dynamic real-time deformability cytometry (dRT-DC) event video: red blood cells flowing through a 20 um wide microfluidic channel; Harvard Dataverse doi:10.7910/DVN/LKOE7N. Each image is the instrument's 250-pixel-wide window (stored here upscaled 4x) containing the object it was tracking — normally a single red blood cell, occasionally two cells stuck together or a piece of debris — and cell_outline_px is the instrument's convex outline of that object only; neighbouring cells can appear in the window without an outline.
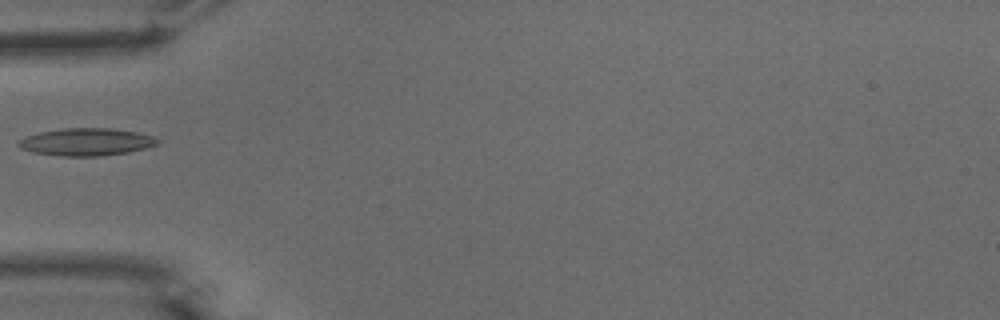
{"species": "common noctule bat (a hibernating species)", "species_latin": "Nyctalus noctula", "temperature_condition": "warm", "stored_images_in_passage": 20, "camera_frame_rate_fps": 3000, "um_per_image_px": 0.085, "animal": {"sex": "male", "body_mass_g": 15.6}, "frame": {"image": 1, "passage_image": 1, "time_ms": 0.0, "image_size_px": [1000, 320], "cell_outline_px": [[160, 144], [128, 152], [100, 156], [60, 156], [32, 152], [20, 148], [16, 144], [20, 140], [28, 136], [40, 132], [64, 128], [108, 128], [136, 132], [152, 136], [160, 140]], "centroid_in_image_um": [7.34, 12.07], "position_along_channel_um": 77.7, "area_um2": 22.14}}
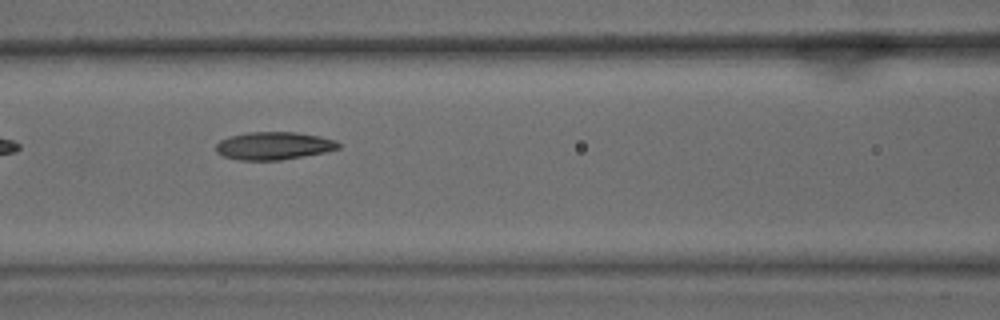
{"frame": {"image": 2, "passage_image": 6, "time_ms": 1.667, "image_size_px": [1000, 320], "cell_outline_px": [[340, 148], [324, 152], [304, 156], [280, 160], [240, 160], [224, 156], [216, 152], [216, 144], [220, 140], [228, 136], [248, 132], [296, 132], [320, 136], [336, 140], [340, 144]], "centroid_in_image_um": [23.26, 12.38], "position_along_channel_um": 143.3, "area_um2": 19.88}}
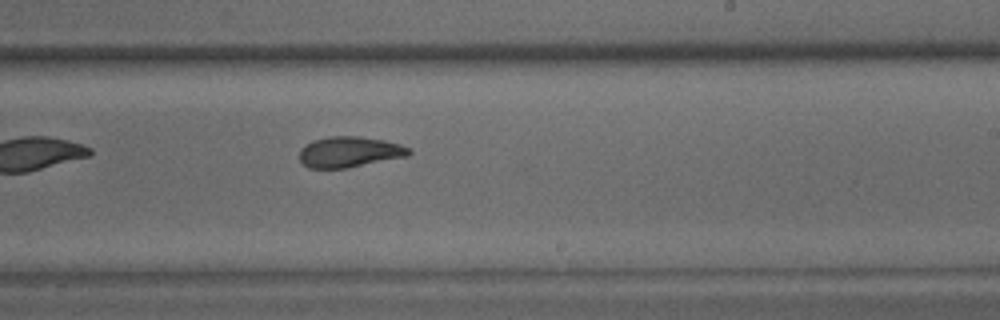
{"frame": {"image": 3, "passage_image": 15, "time_ms": 4.667, "image_size_px": [1000, 320], "cell_outline_px": [[412, 152], [408, 156], [348, 168], [308, 168], [300, 160], [300, 148], [312, 140], [328, 136], [360, 136], [384, 140], [400, 144], [408, 148]], "centroid_in_image_um": [29.7, 12.91], "position_along_channel_um": 259.3, "area_um2": 19.71}}